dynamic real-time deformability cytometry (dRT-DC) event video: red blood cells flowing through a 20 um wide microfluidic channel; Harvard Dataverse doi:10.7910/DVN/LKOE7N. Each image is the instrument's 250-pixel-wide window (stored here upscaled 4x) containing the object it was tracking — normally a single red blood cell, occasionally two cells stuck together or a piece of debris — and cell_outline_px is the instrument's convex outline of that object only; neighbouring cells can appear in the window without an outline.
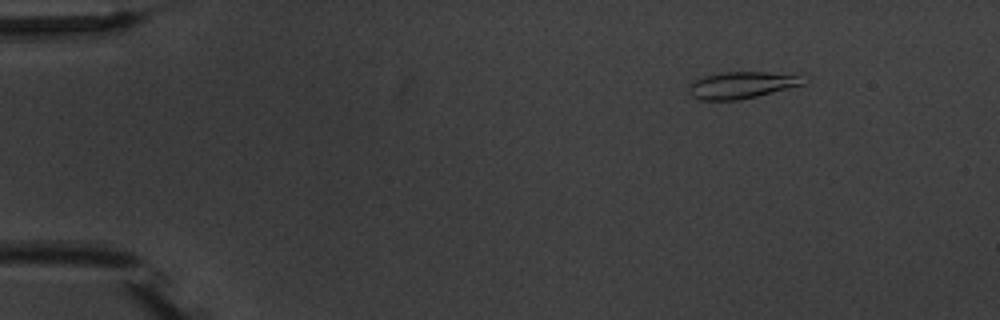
{"species": "common noctule bat (a hibernating species)", "species_latin": "Nyctalus noctula", "temperature_condition": "warm", "stored_images_in_passage": 4, "camera_frame_rate_fps": 3000, "um_per_image_px": 0.085, "animal": {"sex": "male", "body_mass_g": 20.1, "forearm_length_mm": 53.5}, "frame": {"image": 1, "passage_image": 1, "time_ms": 0.0, "image_size_px": [1000, 320], "cell_outline_px": [[804, 84], [740, 100], [700, 100], [692, 96], [688, 92], [688, 84], [704, 76], [724, 72], [800, 72]], "centroid_in_image_um": [63.07, 7.21], "position_along_channel_um": 21.9, "area_um2": 18.09}}